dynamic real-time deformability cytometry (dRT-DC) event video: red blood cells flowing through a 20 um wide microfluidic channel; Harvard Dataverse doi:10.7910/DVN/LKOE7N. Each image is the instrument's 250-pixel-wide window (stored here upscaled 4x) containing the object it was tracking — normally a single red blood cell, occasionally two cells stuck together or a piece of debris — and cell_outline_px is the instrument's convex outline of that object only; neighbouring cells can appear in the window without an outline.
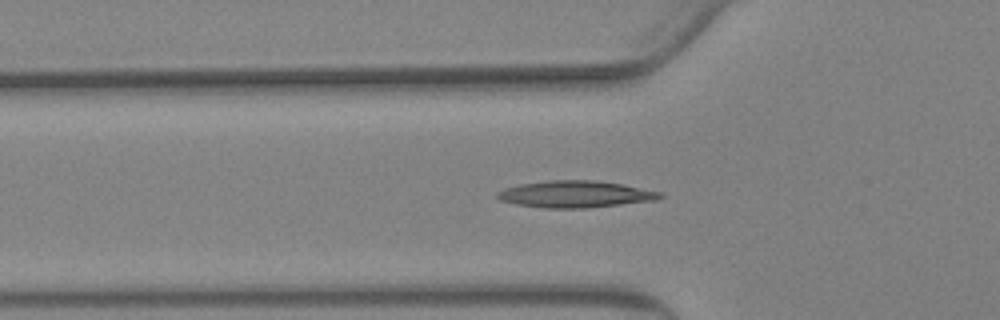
{"species": "Egyptian fruit bat (a non-hibernating species)", "species_latin": "Rousettus aegyptiacus", "temperature_condition": "warm", "stored_images_in_passage": 56, "camera_frame_rate_fps": 3000, "um_per_image_px": 0.085, "animal": {"sex": "female"}, "frame": {"image": 1, "passage_image": 19, "time_ms": 6.0, "image_size_px": [1000, 320], "cell_outline_px": [[664, 196], [656, 200], [588, 208], [544, 208], [516, 204], [500, 200], [496, 196], [496, 192], [504, 188], [520, 184], [548, 180], [592, 180], [620, 184], [660, 192]], "centroid_in_image_um": [48.86, 16.51], "position_along_channel_um": 76.9, "area_um2": 25.26}}
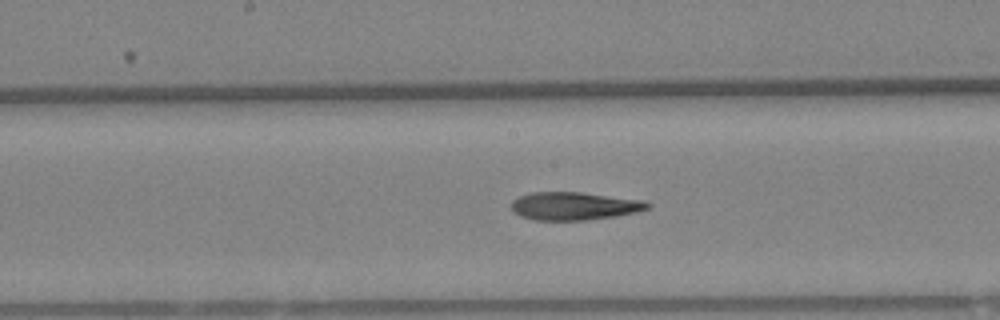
{"frame": {"image": 2, "passage_image": 29, "time_ms": 9.333, "image_size_px": [1000, 320], "cell_outline_px": [[652, 204], [648, 208], [636, 212], [616, 216], [588, 220], [536, 220], [520, 216], [512, 212], [512, 200], [520, 196], [532, 192], [580, 192], [644, 200]], "centroid_in_image_um": [48.81, 17.51], "position_along_channel_um": 199.4, "area_um2": 22.25}}
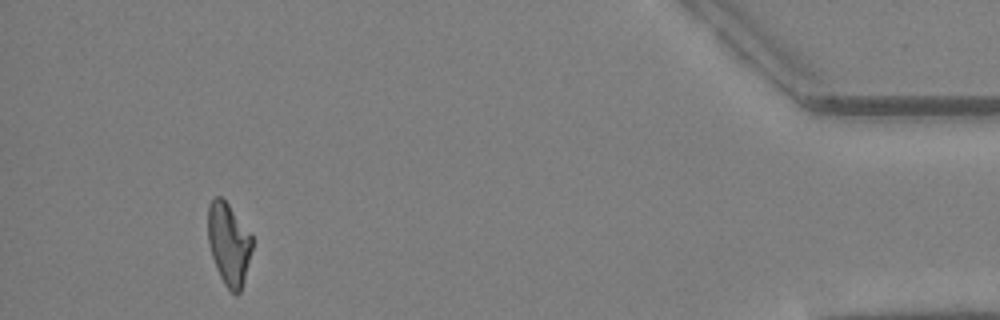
{"frame": {"image": 3, "passage_image": 52, "time_ms": 17.0, "image_size_px": [1000, 320], "cell_outline_px": [[252, 248], [244, 280], [240, 292], [236, 296], [224, 284], [216, 268], [208, 244], [208, 204], [216, 196], [220, 196], [228, 204], [252, 236]], "centroid_in_image_um": [19.43, 20.74], "position_along_channel_um": 415.8, "area_um2": 20.98}, "authors_computed_cell_mechanics": {"area_um2": 22.542, "velocity_mm_per_s": 3.682, "shape_relaxation_time_tau1_ms": null, "shape_relaxation_time_tau2_ms": 5.5302, "deformation_change_tau1": null, "deformation_change_tau2": 0.156}}